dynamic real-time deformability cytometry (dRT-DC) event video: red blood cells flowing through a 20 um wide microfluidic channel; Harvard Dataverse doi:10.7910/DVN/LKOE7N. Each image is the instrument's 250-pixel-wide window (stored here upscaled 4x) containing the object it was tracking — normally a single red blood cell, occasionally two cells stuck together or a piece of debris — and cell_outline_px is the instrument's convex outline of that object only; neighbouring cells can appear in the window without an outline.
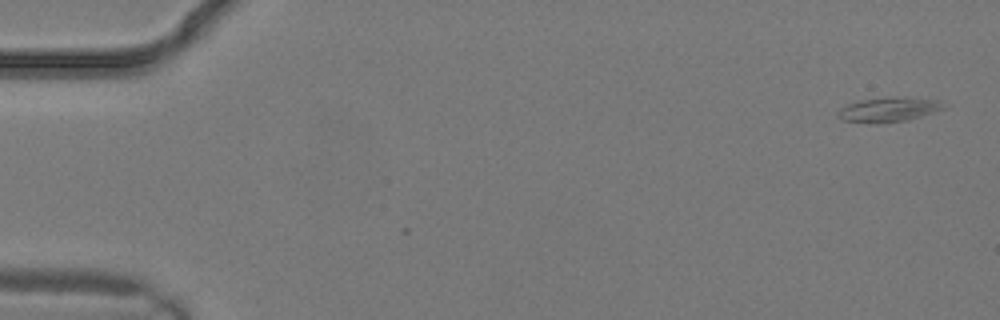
{"species": "common noctule bat (a hibernating species)", "species_latin": "Nyctalus noctula", "temperature_condition": "warm", "stored_images_in_passage": 3, "camera_frame_rate_fps": 3000, "um_per_image_px": 0.085, "animal": {"sex": "male", "body_mass_g": 19.2, "forearm_length_mm": 51.8}, "frame": {"image": 1, "passage_image": 3, "time_ms": 0.667, "image_size_px": [1000, 320], "cell_outline_px": [[944, 108], [908, 120], [876, 124], [844, 120], [836, 116], [836, 112], [840, 108], [848, 104], [860, 100], [936, 100]], "centroid_in_image_um": [75.36, 9.39], "position_along_channel_um": 9.6, "area_um2": 13.81}}